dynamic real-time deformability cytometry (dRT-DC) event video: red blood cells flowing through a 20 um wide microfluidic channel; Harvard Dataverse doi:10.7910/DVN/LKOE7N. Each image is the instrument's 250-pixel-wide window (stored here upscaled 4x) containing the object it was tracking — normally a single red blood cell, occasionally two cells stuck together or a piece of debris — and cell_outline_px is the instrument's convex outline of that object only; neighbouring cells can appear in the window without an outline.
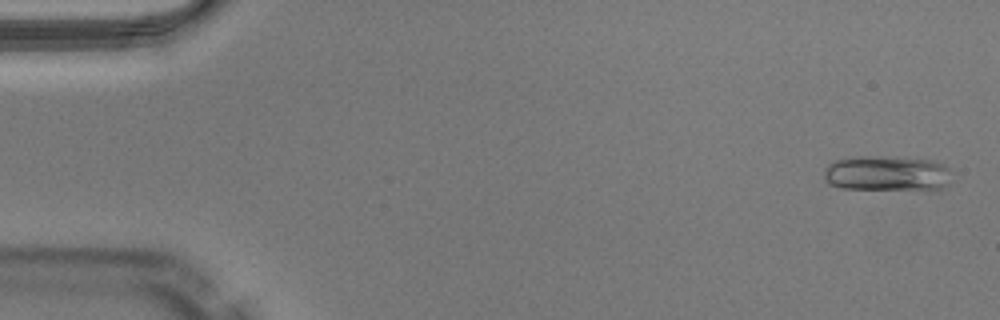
{"species": "Egyptian fruit bat (a non-hibernating species)", "species_latin": "Rousettus aegyptiacus", "temperature_condition": "warm", "stored_images_in_passage": 49, "camera_frame_rate_fps": 3000, "um_per_image_px": 0.085, "animal": {"sex": "male"}, "frame": {"image": 1, "passage_image": 2, "time_ms": 0.333, "image_size_px": [1000, 320], "cell_outline_px": [[948, 184], [944, 188], [844, 188], [828, 184], [824, 180], [824, 168], [828, 164], [836, 160], [860, 156], [872, 156], [932, 160], [944, 164], [948, 168]], "centroid_in_image_um": [75.32, 14.72], "position_along_channel_um": 9.7, "area_um2": 25.55}}
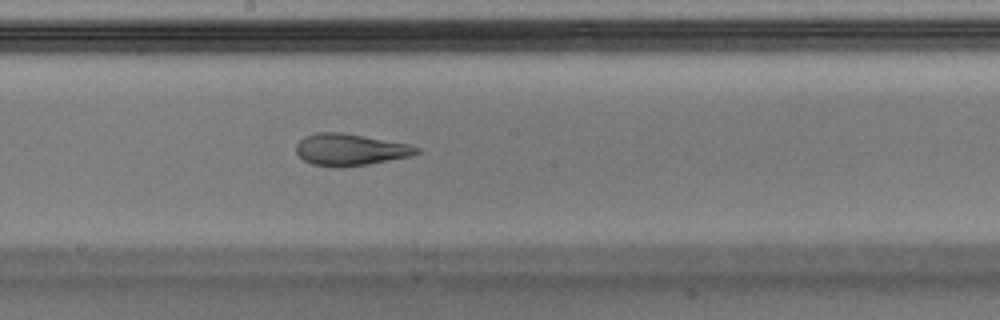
{"frame": {"image": 2, "passage_image": 27, "time_ms": 8.667, "image_size_px": [1000, 320], "cell_outline_px": [[420, 152], [412, 156], [368, 164], [312, 164], [304, 160], [296, 152], [296, 144], [304, 136], [316, 132], [340, 132], [364, 136], [408, 144], [420, 148]], "centroid_in_image_um": [29.79, 12.67], "position_along_channel_um": 218.4, "area_um2": 21.5}}
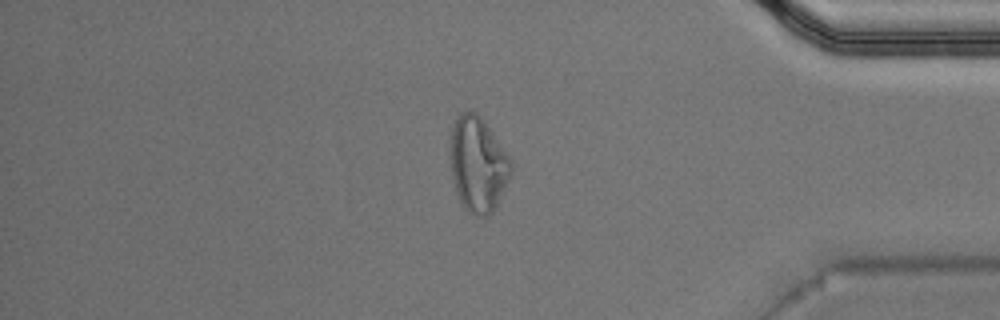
{"frame": {"image": 3, "passage_image": 42, "time_ms": 13.667, "image_size_px": [1000, 320], "cell_outline_px": [[512, 172], [496, 208], [492, 212], [484, 216], [480, 216], [468, 212], [464, 208], [456, 192], [452, 176], [448, 156], [448, 144], [456, 112], [472, 108], [484, 120], [512, 160]], "centroid_in_image_um": [40.58, 13.9], "position_along_channel_um": 394.6, "area_um2": 34.62}, "authors_computed_cell_mechanics": {"area_um2": 24.276, "velocity_mm_per_s": 4.0471, "shape_relaxation_time_tau1_ms": 8.7787, "shape_relaxation_time_tau2_ms": 1.6581, "deformation_change_tau1": 0.2494, "deformation_change_tau2": 0.0975}}